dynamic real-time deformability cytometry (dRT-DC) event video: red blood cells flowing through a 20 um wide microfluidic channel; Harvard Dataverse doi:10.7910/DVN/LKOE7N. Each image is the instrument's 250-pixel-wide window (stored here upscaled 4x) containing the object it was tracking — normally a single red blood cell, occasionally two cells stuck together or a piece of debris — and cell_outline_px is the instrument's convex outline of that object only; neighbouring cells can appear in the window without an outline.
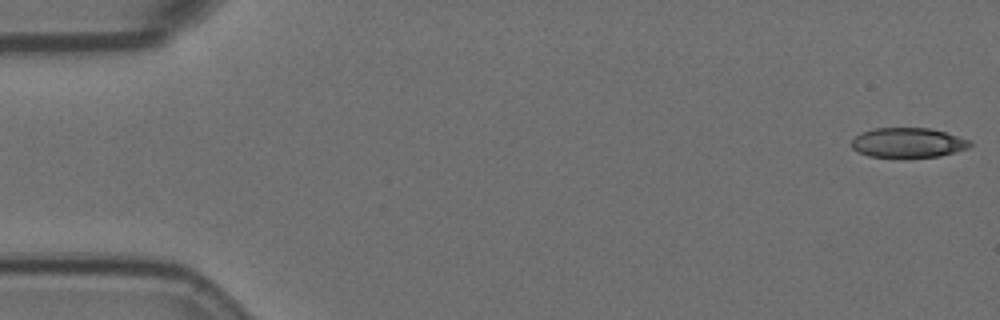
{"species": "Egyptian fruit bat (a non-hibernating species)", "species_latin": "Rousettus aegyptiacus", "temperature_condition": "room temperature", "stored_images_in_passage": 56, "camera_frame_rate_fps": 3000, "um_per_image_px": 0.085, "animal": {"sex": "female"}, "frame": {"image": 1, "passage_image": 1, "time_ms": 0.0, "image_size_px": [1000, 320], "cell_outline_px": [[972, 144], [968, 148], [956, 152], [940, 156], [868, 156], [852, 148], [852, 140], [860, 132], [876, 128], [928, 128], [944, 132], [972, 140]], "centroid_in_image_um": [77.21, 12.11], "position_along_channel_um": 7.8, "area_um2": 20.23}}
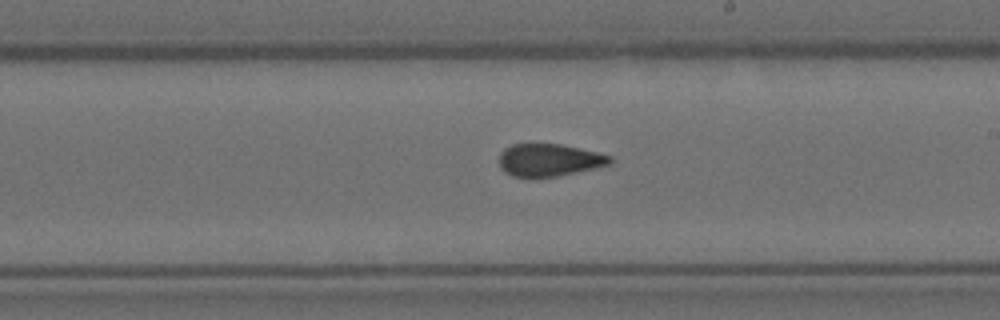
{"frame": {"image": 2, "passage_image": 32, "time_ms": 10.333, "image_size_px": [1000, 320], "cell_outline_px": [[612, 164], [596, 168], [536, 180], [528, 180], [512, 176], [504, 172], [500, 168], [500, 152], [504, 148], [512, 144], [560, 144], [596, 152], [612, 156]], "centroid_in_image_um": [46.63, 13.65], "position_along_channel_um": 242.4, "area_um2": 21.56}}
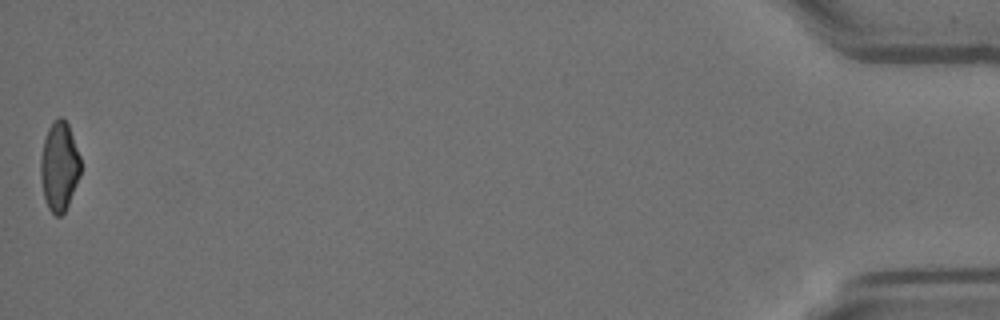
{"frame": {"image": 3, "passage_image": 56, "time_ms": 18.333, "image_size_px": [1000, 320], "cell_outline_px": [[80, 176], [68, 204], [64, 212], [60, 216], [56, 216], [48, 208], [44, 196], [40, 176], [40, 156], [44, 140], [48, 128], [52, 120], [56, 116], [60, 116], [68, 124], [80, 156]], "centroid_in_image_um": [5.03, 14.11], "position_along_channel_um": 430.2, "area_um2": 20.81}, "authors_computed_cell_mechanics": {"area_um2": 22.0218, "velocity_mm_per_s": 3.6017, "shape_relaxation_time_tau1_ms": 6.0303, "shape_relaxation_time_tau2_ms": 1.419, "deformation_change_tau1": 0.1501, "deformation_change_tau2": 0.0714}}